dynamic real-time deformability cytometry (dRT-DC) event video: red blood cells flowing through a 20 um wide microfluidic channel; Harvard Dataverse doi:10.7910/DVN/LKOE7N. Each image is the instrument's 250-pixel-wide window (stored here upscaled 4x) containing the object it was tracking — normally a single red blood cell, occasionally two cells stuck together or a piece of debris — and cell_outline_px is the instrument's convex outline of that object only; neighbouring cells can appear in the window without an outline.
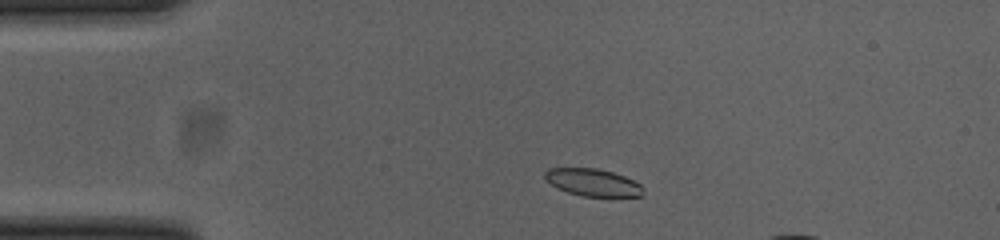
{"species": "common noctule bat (a hibernating species)", "species_latin": "Nyctalus noctula", "temperature_condition": "cold", "stored_images_in_passage": 42, "camera_frame_rate_fps": 3000, "um_per_image_px": 0.085, "animal": {"sex": "female", "body_mass_g": 23.0, "forearm_length_mm": 53.4}, "frame": {"image": 1, "passage_image": 4, "time_ms": 1.0, "image_size_px": [1000, 240], "cell_outline_px": [[644, 196], [584, 196], [568, 192], [552, 184], [544, 176], [544, 172], [548, 168], [596, 168], [612, 172], [624, 176], [640, 184], [644, 188]], "centroid_in_image_um": [50.43, 15.5], "position_along_channel_um": 34.6, "area_um2": 15.43}}
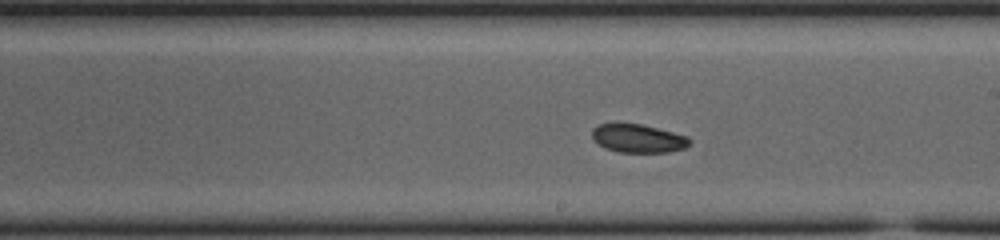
{"frame": {"image": 2, "passage_image": 23, "time_ms": 7.333, "image_size_px": [1000, 240], "cell_outline_px": [[692, 140], [684, 148], [668, 152], [620, 152], [604, 148], [592, 136], [592, 128], [596, 124], [612, 120], [616, 120], [640, 124], [688, 136]], "centroid_in_image_um": [54.16, 11.71], "position_along_channel_um": 234.8, "area_um2": 16.59}}
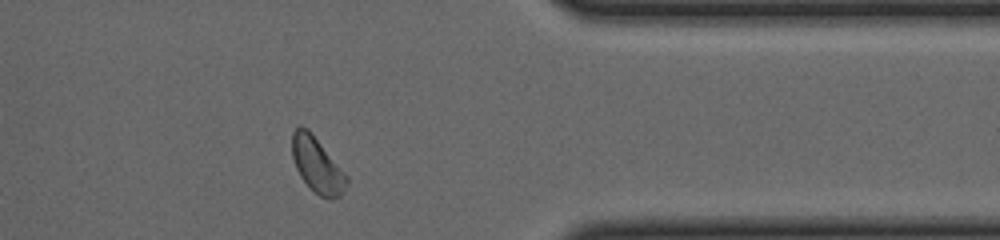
{"frame": {"image": 3, "passage_image": 36, "time_ms": 11.667, "image_size_px": [1000, 240], "cell_outline_px": [[348, 184], [340, 196], [332, 200], [328, 200], [320, 196], [300, 176], [296, 168], [292, 156], [292, 132], [300, 124], [308, 128], [348, 176]], "centroid_in_image_um": [26.97, 14.02], "position_along_channel_um": 384.4, "area_um2": 17.57}, "authors_computed_cell_mechanics": {"area_um2": 16.9932, "velocity_mm_per_s": 3.8076, "shape_relaxation_time_tau1_ms": 4.9196, "shape_relaxation_time_tau2_ms": null, "deformation_change_tau1": 0.0642, "deformation_change_tau2": null}}